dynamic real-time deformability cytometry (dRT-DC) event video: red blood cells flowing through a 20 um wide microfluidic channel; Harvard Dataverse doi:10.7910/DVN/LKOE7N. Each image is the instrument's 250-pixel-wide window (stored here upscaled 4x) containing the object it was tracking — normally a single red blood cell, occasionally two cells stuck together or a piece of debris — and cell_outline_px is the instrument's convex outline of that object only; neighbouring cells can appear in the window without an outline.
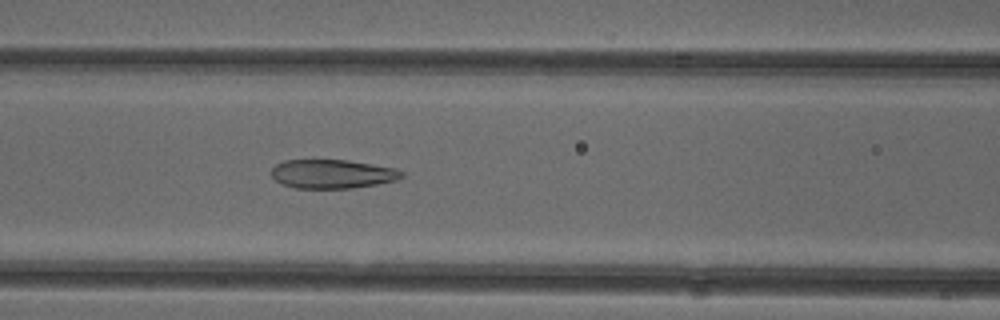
{"species": "common noctule bat (a hibernating species)", "species_latin": "Nyctalus noctula", "temperature_condition": "cold", "stored_images_in_passage": 52, "camera_frame_rate_fps": 3000, "um_per_image_px": 0.085, "animal": {"sex": "female"}, "frame": {"image": 1, "passage_image": 22, "time_ms": 7.0, "image_size_px": [1000, 320], "cell_outline_px": [[404, 176], [396, 180], [376, 184], [352, 188], [296, 188], [284, 184], [276, 180], [272, 176], [272, 168], [276, 164], [284, 160], [348, 160], [396, 168], [404, 172]], "centroid_in_image_um": [28.27, 14.78], "position_along_channel_um": 138.3, "area_um2": 21.85}}
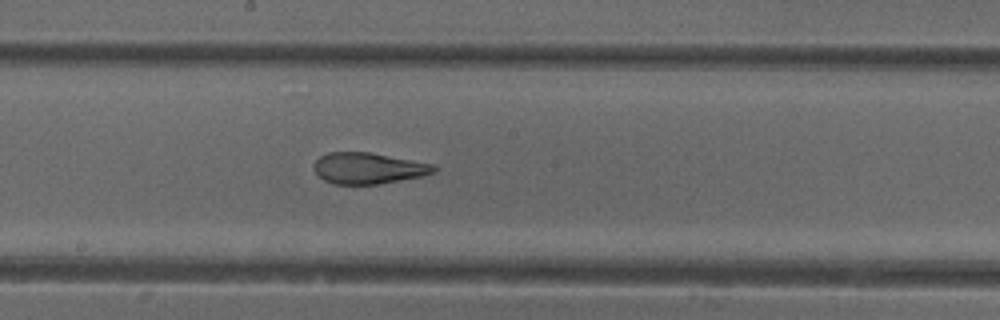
{"frame": {"image": 2, "passage_image": 28, "time_ms": 9.0, "image_size_px": [1000, 320], "cell_outline_px": [[440, 168], [436, 172], [420, 176], [380, 184], [336, 184], [324, 180], [316, 172], [316, 160], [320, 156], [328, 152], [368, 152], [436, 164]], "centroid_in_image_um": [31.38, 14.29], "position_along_channel_um": 216.8, "area_um2": 21.68}}
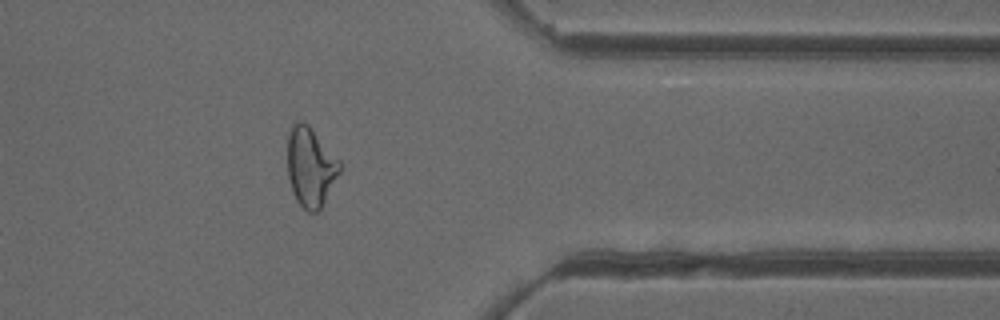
{"frame": {"image": 3, "passage_image": 42, "time_ms": 13.667, "image_size_px": [1000, 320], "cell_outline_px": [[340, 172], [320, 212], [308, 212], [296, 200], [292, 192], [288, 176], [288, 132], [292, 124], [296, 120], [300, 120], [308, 124], [340, 160]], "centroid_in_image_um": [26.39, 14.19], "position_along_channel_um": 385.0, "area_um2": 24.39}, "authors_computed_cell_mechanics": {"area_um2": 25.8944, "velocity_mm_per_s": 3.9239, "shape_relaxation_time_tau1_ms": null, "shape_relaxation_time_tau2_ms": 1.4999, "deformation_change_tau1": null, "deformation_change_tau2": 0.0876}}